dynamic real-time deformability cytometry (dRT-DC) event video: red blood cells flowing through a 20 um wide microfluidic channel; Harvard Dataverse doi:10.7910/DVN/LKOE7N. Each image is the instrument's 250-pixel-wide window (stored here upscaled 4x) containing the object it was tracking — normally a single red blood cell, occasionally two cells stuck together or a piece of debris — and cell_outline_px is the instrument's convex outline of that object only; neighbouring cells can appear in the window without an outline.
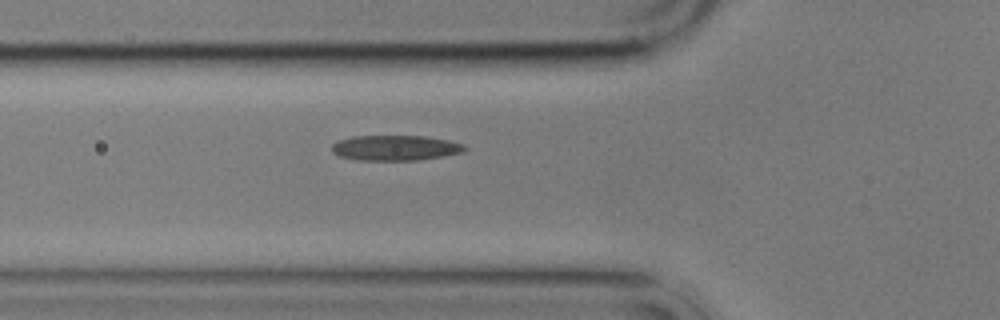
{"species": "common noctule bat (a hibernating species)", "species_latin": "Nyctalus noctula", "temperature_condition": "cold", "stored_images_in_passage": 3, "camera_frame_rate_fps": 3000, "um_per_image_px": 0.085, "animal": {"sex": "male", "body_mass_g": 17.9}, "frame": {"image": 1, "passage_image": 3, "time_ms": 2.333, "image_size_px": [1000, 320], "cell_outline_px": [[468, 148], [464, 152], [444, 156], [416, 160], [356, 160], [340, 156], [332, 152], [332, 144], [336, 140], [352, 136], [424, 136], [448, 140], [464, 144]], "centroid_in_image_um": [33.6, 12.56], "position_along_channel_um": 92.2, "area_um2": 19.71}}